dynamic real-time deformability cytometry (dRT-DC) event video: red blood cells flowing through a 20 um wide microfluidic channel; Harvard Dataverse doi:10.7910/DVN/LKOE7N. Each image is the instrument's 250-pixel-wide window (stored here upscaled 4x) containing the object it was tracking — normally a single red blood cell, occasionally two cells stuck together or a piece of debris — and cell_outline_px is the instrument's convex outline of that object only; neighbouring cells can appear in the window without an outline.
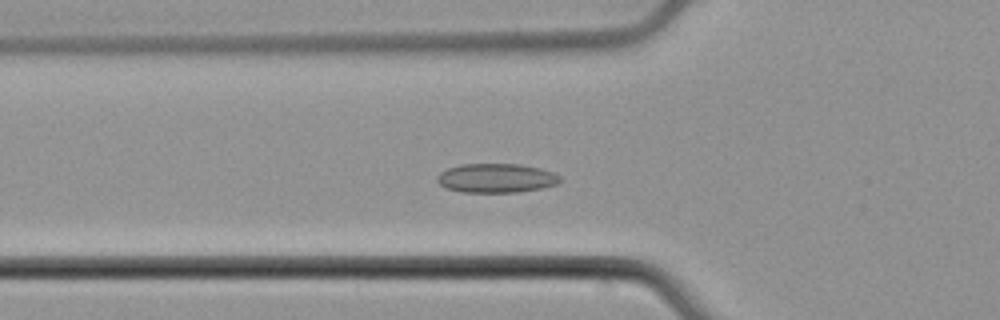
{"species": "common noctule bat (a hibernating species)", "species_latin": "Nyctalus noctula", "temperature_condition": "cold", "stored_images_in_passage": 54, "camera_frame_rate_fps": 3000, "um_per_image_px": 0.085, "animal": {"sex": "male", "body_mass_g": 21.5, "forearm_length_mm": 52.0}, "frame": {"image": 1, "passage_image": 18, "time_ms": 5.667, "image_size_px": [1000, 320], "cell_outline_px": [[564, 180], [556, 184], [544, 188], [516, 192], [460, 192], [444, 188], [436, 180], [436, 176], [440, 172], [448, 168], [460, 164], [520, 164], [540, 168], [552, 172], [560, 176]], "centroid_in_image_um": [42.17, 15.14], "position_along_channel_um": 83.6, "area_um2": 21.1}}
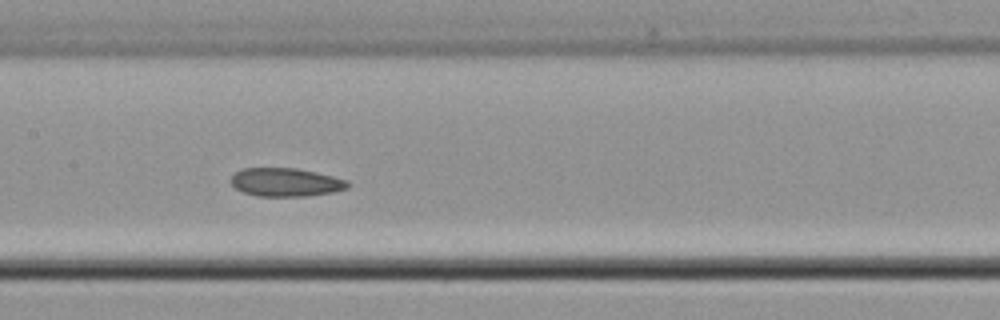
{"frame": {"image": 2, "passage_image": 26, "time_ms": 8.333, "image_size_px": [1000, 320], "cell_outline_px": [[348, 188], [332, 192], [308, 196], [256, 196], [244, 192], [236, 188], [228, 180], [236, 172], [244, 168], [296, 168], [316, 172], [348, 180]], "centroid_in_image_um": [24.27, 15.49], "position_along_channel_um": 183.1, "area_um2": 19.31}}
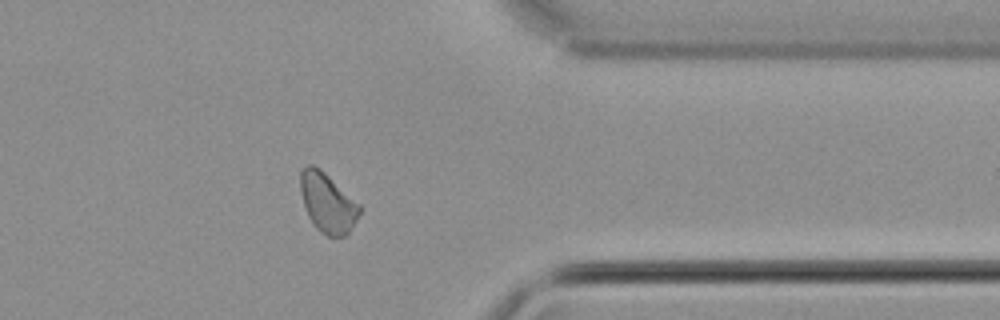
{"frame": {"image": 3, "passage_image": 43, "time_ms": 14.0, "image_size_px": [1000, 320], "cell_outline_px": [[364, 208], [348, 232], [344, 236], [328, 236], [320, 232], [312, 224], [308, 216], [300, 192], [300, 172], [308, 164], [312, 164], [320, 168], [360, 204]], "centroid_in_image_um": [27.85, 17.23], "position_along_channel_um": 383.6, "area_um2": 20.58}}